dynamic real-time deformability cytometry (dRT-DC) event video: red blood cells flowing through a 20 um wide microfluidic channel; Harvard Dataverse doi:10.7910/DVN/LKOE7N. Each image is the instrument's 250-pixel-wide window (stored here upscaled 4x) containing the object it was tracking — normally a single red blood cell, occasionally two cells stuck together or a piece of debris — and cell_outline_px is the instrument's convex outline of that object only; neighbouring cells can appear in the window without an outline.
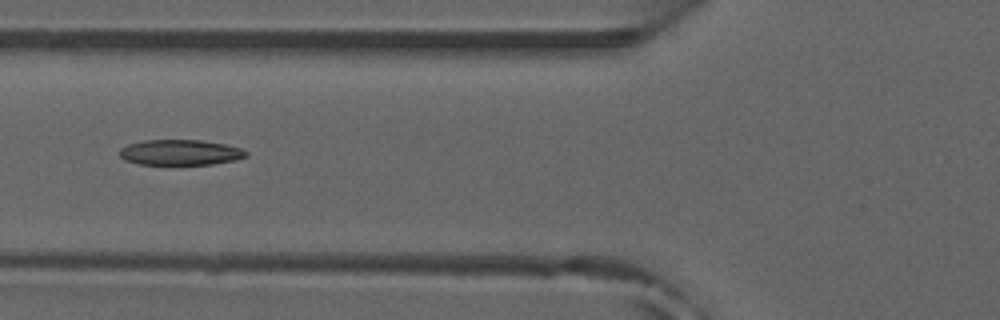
{"species": "common noctule bat (a hibernating species)", "species_latin": "Nyctalus noctula", "temperature_condition": "room temperature", "stored_images_in_passage": 46, "camera_frame_rate_fps": 3000, "um_per_image_px": 0.085, "animal": {"sex": "male", "forearm_length_mm": 52.5}, "frame": {"image": 1, "passage_image": 14, "time_ms": 4.333, "image_size_px": [1000, 320], "cell_outline_px": [[248, 156], [236, 160], [212, 164], [140, 164], [124, 160], [120, 156], [120, 148], [128, 144], [144, 140], [200, 140], [224, 144], [240, 148], [248, 152]], "centroid_in_image_um": [15.32, 12.95], "position_along_channel_um": 110.5, "area_um2": 18.73}, "authors_computed_cell_mechanics": {"area_um2": 19.1318, "velocity_mm_per_s": 3.929, "shape_relaxation_time_tau1_ms": null, "shape_relaxation_time_tau2_ms": 4.8373, "deformation_change_tau1": null, "deformation_change_tau2": 0.1207}}